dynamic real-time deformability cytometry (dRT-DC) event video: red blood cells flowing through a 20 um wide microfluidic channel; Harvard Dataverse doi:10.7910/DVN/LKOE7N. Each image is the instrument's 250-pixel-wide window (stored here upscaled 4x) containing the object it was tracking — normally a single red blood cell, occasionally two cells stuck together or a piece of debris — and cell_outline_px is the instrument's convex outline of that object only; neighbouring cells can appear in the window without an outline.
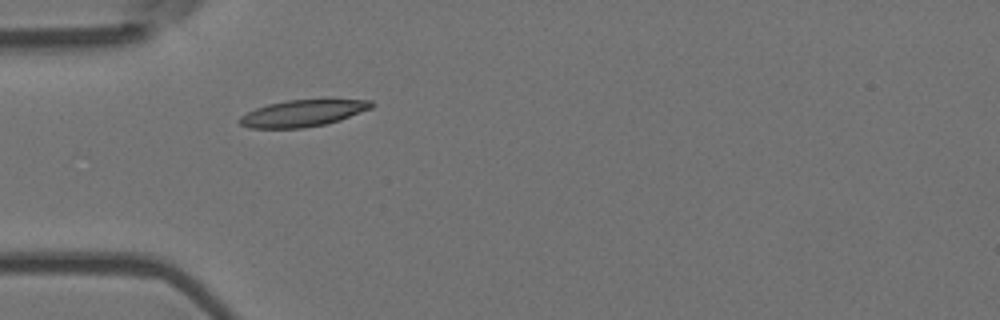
{"species": "Egyptian fruit bat (a non-hibernating species)", "species_latin": "Rousettus aegyptiacus", "temperature_condition": "room temperature", "stored_images_in_passage": 1, "camera_frame_rate_fps": 3000, "um_per_image_px": 0.085, "animal": {"sex": "female"}, "frame": {"image": 1, "passage_image": 1, "time_ms": 0.0, "image_size_px": [1000, 320], "cell_outline_px": [[376, 104], [372, 108], [340, 120], [324, 124], [304, 128], [248, 128], [240, 124], [236, 120], [240, 116], [256, 108], [268, 104], [288, 100], [328, 96], [332, 96], [372, 100]], "centroid_in_image_um": [25.86, 9.56], "position_along_channel_um": 59.1, "area_um2": 21.68}}